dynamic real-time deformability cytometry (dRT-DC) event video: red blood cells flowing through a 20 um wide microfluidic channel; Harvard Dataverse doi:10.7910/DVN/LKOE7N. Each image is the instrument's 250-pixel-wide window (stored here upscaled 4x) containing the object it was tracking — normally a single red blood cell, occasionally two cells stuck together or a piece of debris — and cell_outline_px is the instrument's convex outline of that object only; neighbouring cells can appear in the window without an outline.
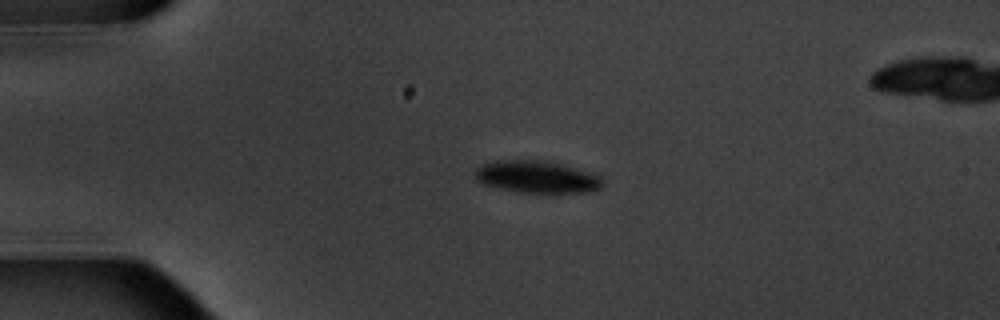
{"species": "common noctule bat (a hibernating species)", "species_latin": "Nyctalus noctula", "temperature_condition": "warm", "stored_images_in_passage": 5, "camera_frame_rate_fps": 3000, "um_per_image_px": 0.085, "animal": {"sex": "male", "body_mass_g": 20.1, "forearm_length_mm": 53.5}, "frame": {"image": 1, "passage_image": 3, "time_ms": 3.333, "image_size_px": [1000, 320], "cell_outline_px": [[604, 184], [600, 188], [584, 192], [556, 196], [520, 192], [500, 188], [484, 184], [476, 180], [476, 168], [484, 164], [496, 160], [544, 160], [560, 164], [600, 176], [604, 180]], "centroid_in_image_um": [45.67, 15.08], "position_along_channel_um": 39.3, "area_um2": 24.39}}